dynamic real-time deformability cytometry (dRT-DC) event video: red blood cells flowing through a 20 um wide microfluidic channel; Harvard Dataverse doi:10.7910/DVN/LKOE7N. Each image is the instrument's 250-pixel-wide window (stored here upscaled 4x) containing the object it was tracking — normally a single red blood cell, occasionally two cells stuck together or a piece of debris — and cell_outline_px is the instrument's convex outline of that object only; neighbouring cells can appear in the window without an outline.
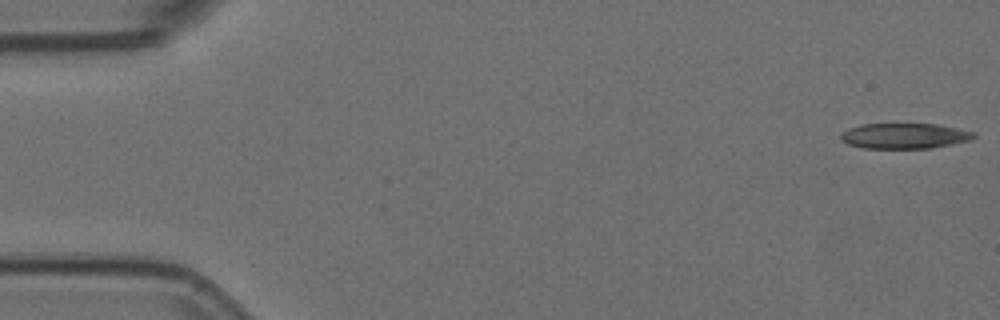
{"species": "Egyptian fruit bat (a non-hibernating species)", "species_latin": "Rousettus aegyptiacus", "temperature_condition": "room temperature", "stored_images_in_passage": 7, "camera_frame_rate_fps": 3000, "um_per_image_px": 0.085, "animal": {"sex": "female"}, "frame": {"image": 1, "passage_image": 1, "time_ms": 0.0, "image_size_px": [1000, 320], "cell_outline_px": [[976, 136], [968, 140], [932, 148], [864, 148], [848, 144], [840, 140], [840, 136], [848, 128], [860, 124], [936, 124], [976, 132]], "centroid_in_image_um": [76.85, 11.55], "position_along_channel_um": 8.1, "area_um2": 19.59}}
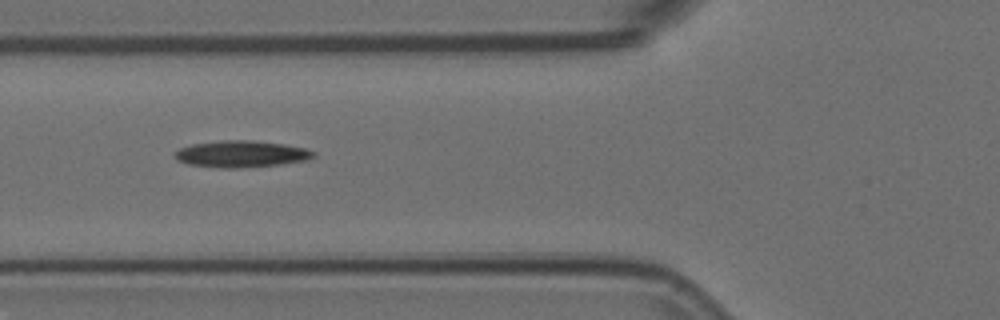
{"frame": {"image": 2, "passage_image": 6, "time_ms": 1.667, "image_size_px": [1000, 320], "cell_outline_px": [[316, 156], [308, 160], [280, 164], [236, 168], [224, 168], [188, 164], [176, 160], [176, 152], [180, 148], [192, 144], [224, 140], [252, 140], [284, 144], [304, 148], [316, 152]], "centroid_in_image_um": [20.54, 13.08], "position_along_channel_um": 105.3, "area_um2": 21.39}}
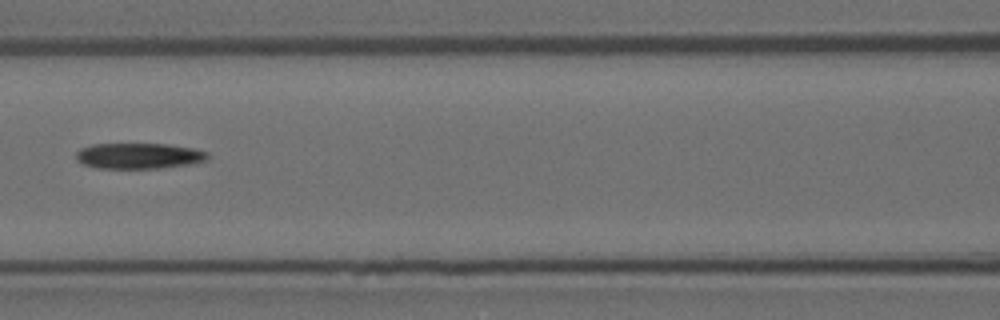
{"frame": {"image": 3, "passage_image": 7, "time_ms": 2.0, "image_size_px": [1000, 320], "cell_outline_px": [[208, 156], [204, 160], [188, 164], [160, 168], [96, 168], [84, 164], [76, 160], [76, 152], [80, 148], [92, 144], [168, 144], [192, 148], [208, 152]], "centroid_in_image_um": [11.75, 13.24], "position_along_channel_um": 154.9, "area_um2": 19.59}}